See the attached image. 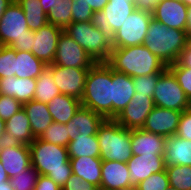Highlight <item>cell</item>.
<instances>
[{
	"label": "cell",
	"instance_id": "1",
	"mask_svg": "<svg viewBox=\"0 0 191 190\" xmlns=\"http://www.w3.org/2000/svg\"><path fill=\"white\" fill-rule=\"evenodd\" d=\"M31 165L39 175L52 179L61 188L72 175L67 147L35 138L29 145Z\"/></svg>",
	"mask_w": 191,
	"mask_h": 190
},
{
	"label": "cell",
	"instance_id": "2",
	"mask_svg": "<svg viewBox=\"0 0 191 190\" xmlns=\"http://www.w3.org/2000/svg\"><path fill=\"white\" fill-rule=\"evenodd\" d=\"M106 63L115 71L132 78L163 73L167 66L142 45L113 48Z\"/></svg>",
	"mask_w": 191,
	"mask_h": 190
},
{
	"label": "cell",
	"instance_id": "3",
	"mask_svg": "<svg viewBox=\"0 0 191 190\" xmlns=\"http://www.w3.org/2000/svg\"><path fill=\"white\" fill-rule=\"evenodd\" d=\"M81 106L112 119V68L96 62L88 71Z\"/></svg>",
	"mask_w": 191,
	"mask_h": 190
},
{
	"label": "cell",
	"instance_id": "4",
	"mask_svg": "<svg viewBox=\"0 0 191 190\" xmlns=\"http://www.w3.org/2000/svg\"><path fill=\"white\" fill-rule=\"evenodd\" d=\"M188 38L186 31L168 28L152 18L144 45L168 67L176 63Z\"/></svg>",
	"mask_w": 191,
	"mask_h": 190
},
{
	"label": "cell",
	"instance_id": "5",
	"mask_svg": "<svg viewBox=\"0 0 191 190\" xmlns=\"http://www.w3.org/2000/svg\"><path fill=\"white\" fill-rule=\"evenodd\" d=\"M100 158L107 161L125 162L133 156L131 130L121 126L115 119H105L97 131Z\"/></svg>",
	"mask_w": 191,
	"mask_h": 190
},
{
	"label": "cell",
	"instance_id": "6",
	"mask_svg": "<svg viewBox=\"0 0 191 190\" xmlns=\"http://www.w3.org/2000/svg\"><path fill=\"white\" fill-rule=\"evenodd\" d=\"M64 32L85 49L95 62L108 60L113 49L112 41L94 26L92 21L71 23Z\"/></svg>",
	"mask_w": 191,
	"mask_h": 190
},
{
	"label": "cell",
	"instance_id": "7",
	"mask_svg": "<svg viewBox=\"0 0 191 190\" xmlns=\"http://www.w3.org/2000/svg\"><path fill=\"white\" fill-rule=\"evenodd\" d=\"M135 9L133 0H109L101 11L94 12L92 24L112 41L115 33Z\"/></svg>",
	"mask_w": 191,
	"mask_h": 190
},
{
	"label": "cell",
	"instance_id": "8",
	"mask_svg": "<svg viewBox=\"0 0 191 190\" xmlns=\"http://www.w3.org/2000/svg\"><path fill=\"white\" fill-rule=\"evenodd\" d=\"M152 98L157 107L181 112L188 110L190 105L176 77L168 68L158 78Z\"/></svg>",
	"mask_w": 191,
	"mask_h": 190
},
{
	"label": "cell",
	"instance_id": "9",
	"mask_svg": "<svg viewBox=\"0 0 191 190\" xmlns=\"http://www.w3.org/2000/svg\"><path fill=\"white\" fill-rule=\"evenodd\" d=\"M151 20L152 12L136 8L115 33L112 40V47L124 48L144 44Z\"/></svg>",
	"mask_w": 191,
	"mask_h": 190
},
{
	"label": "cell",
	"instance_id": "10",
	"mask_svg": "<svg viewBox=\"0 0 191 190\" xmlns=\"http://www.w3.org/2000/svg\"><path fill=\"white\" fill-rule=\"evenodd\" d=\"M95 63L85 49L64 31L62 32L52 64L69 68H91Z\"/></svg>",
	"mask_w": 191,
	"mask_h": 190
},
{
	"label": "cell",
	"instance_id": "11",
	"mask_svg": "<svg viewBox=\"0 0 191 190\" xmlns=\"http://www.w3.org/2000/svg\"><path fill=\"white\" fill-rule=\"evenodd\" d=\"M27 35L29 27L24 11L14 0L0 18V45L10 46L14 41Z\"/></svg>",
	"mask_w": 191,
	"mask_h": 190
},
{
	"label": "cell",
	"instance_id": "12",
	"mask_svg": "<svg viewBox=\"0 0 191 190\" xmlns=\"http://www.w3.org/2000/svg\"><path fill=\"white\" fill-rule=\"evenodd\" d=\"M90 68H69L50 64V72L60 94L81 100L84 94L85 80Z\"/></svg>",
	"mask_w": 191,
	"mask_h": 190
},
{
	"label": "cell",
	"instance_id": "13",
	"mask_svg": "<svg viewBox=\"0 0 191 190\" xmlns=\"http://www.w3.org/2000/svg\"><path fill=\"white\" fill-rule=\"evenodd\" d=\"M154 107L155 104L152 97L135 93L129 104L115 120L128 130L141 129Z\"/></svg>",
	"mask_w": 191,
	"mask_h": 190
},
{
	"label": "cell",
	"instance_id": "14",
	"mask_svg": "<svg viewBox=\"0 0 191 190\" xmlns=\"http://www.w3.org/2000/svg\"><path fill=\"white\" fill-rule=\"evenodd\" d=\"M0 161L10 178L31 166L29 145L3 141L0 145Z\"/></svg>",
	"mask_w": 191,
	"mask_h": 190
},
{
	"label": "cell",
	"instance_id": "15",
	"mask_svg": "<svg viewBox=\"0 0 191 190\" xmlns=\"http://www.w3.org/2000/svg\"><path fill=\"white\" fill-rule=\"evenodd\" d=\"M63 31V29L50 23L34 31L31 53L46 65L52 64L56 54L58 39Z\"/></svg>",
	"mask_w": 191,
	"mask_h": 190
},
{
	"label": "cell",
	"instance_id": "16",
	"mask_svg": "<svg viewBox=\"0 0 191 190\" xmlns=\"http://www.w3.org/2000/svg\"><path fill=\"white\" fill-rule=\"evenodd\" d=\"M182 112L155 106L142 127L145 131L171 137L176 134Z\"/></svg>",
	"mask_w": 191,
	"mask_h": 190
},
{
	"label": "cell",
	"instance_id": "17",
	"mask_svg": "<svg viewBox=\"0 0 191 190\" xmlns=\"http://www.w3.org/2000/svg\"><path fill=\"white\" fill-rule=\"evenodd\" d=\"M188 6L182 1L161 0L152 11V18L166 25L186 31Z\"/></svg>",
	"mask_w": 191,
	"mask_h": 190
},
{
	"label": "cell",
	"instance_id": "18",
	"mask_svg": "<svg viewBox=\"0 0 191 190\" xmlns=\"http://www.w3.org/2000/svg\"><path fill=\"white\" fill-rule=\"evenodd\" d=\"M130 172L129 182L137 186L140 181L147 179L150 175L165 170V159L163 155H133L127 161Z\"/></svg>",
	"mask_w": 191,
	"mask_h": 190
},
{
	"label": "cell",
	"instance_id": "19",
	"mask_svg": "<svg viewBox=\"0 0 191 190\" xmlns=\"http://www.w3.org/2000/svg\"><path fill=\"white\" fill-rule=\"evenodd\" d=\"M134 94L133 78L112 69V119L124 110Z\"/></svg>",
	"mask_w": 191,
	"mask_h": 190
},
{
	"label": "cell",
	"instance_id": "20",
	"mask_svg": "<svg viewBox=\"0 0 191 190\" xmlns=\"http://www.w3.org/2000/svg\"><path fill=\"white\" fill-rule=\"evenodd\" d=\"M104 120L105 118L102 115L80 106L73 118L66 123V127H69L70 131L69 141L80 134H87V136L97 135L98 128Z\"/></svg>",
	"mask_w": 191,
	"mask_h": 190
},
{
	"label": "cell",
	"instance_id": "21",
	"mask_svg": "<svg viewBox=\"0 0 191 190\" xmlns=\"http://www.w3.org/2000/svg\"><path fill=\"white\" fill-rule=\"evenodd\" d=\"M167 137L145 131L131 130V146L133 155H164Z\"/></svg>",
	"mask_w": 191,
	"mask_h": 190
},
{
	"label": "cell",
	"instance_id": "22",
	"mask_svg": "<svg viewBox=\"0 0 191 190\" xmlns=\"http://www.w3.org/2000/svg\"><path fill=\"white\" fill-rule=\"evenodd\" d=\"M130 172L125 162L102 161V175L99 190H116L129 187Z\"/></svg>",
	"mask_w": 191,
	"mask_h": 190
},
{
	"label": "cell",
	"instance_id": "23",
	"mask_svg": "<svg viewBox=\"0 0 191 190\" xmlns=\"http://www.w3.org/2000/svg\"><path fill=\"white\" fill-rule=\"evenodd\" d=\"M36 79L16 76L0 78V95L14 97L22 105L34 98Z\"/></svg>",
	"mask_w": 191,
	"mask_h": 190
},
{
	"label": "cell",
	"instance_id": "24",
	"mask_svg": "<svg viewBox=\"0 0 191 190\" xmlns=\"http://www.w3.org/2000/svg\"><path fill=\"white\" fill-rule=\"evenodd\" d=\"M5 141L30 145L34 141L30 120L22 108L5 121Z\"/></svg>",
	"mask_w": 191,
	"mask_h": 190
},
{
	"label": "cell",
	"instance_id": "25",
	"mask_svg": "<svg viewBox=\"0 0 191 190\" xmlns=\"http://www.w3.org/2000/svg\"><path fill=\"white\" fill-rule=\"evenodd\" d=\"M72 174L100 189L102 159L100 157L69 158Z\"/></svg>",
	"mask_w": 191,
	"mask_h": 190
},
{
	"label": "cell",
	"instance_id": "26",
	"mask_svg": "<svg viewBox=\"0 0 191 190\" xmlns=\"http://www.w3.org/2000/svg\"><path fill=\"white\" fill-rule=\"evenodd\" d=\"M163 156L165 166H191V141L176 135L167 137Z\"/></svg>",
	"mask_w": 191,
	"mask_h": 190
},
{
	"label": "cell",
	"instance_id": "27",
	"mask_svg": "<svg viewBox=\"0 0 191 190\" xmlns=\"http://www.w3.org/2000/svg\"><path fill=\"white\" fill-rule=\"evenodd\" d=\"M30 120L34 138H39L53 122L47 103L31 100L22 107Z\"/></svg>",
	"mask_w": 191,
	"mask_h": 190
},
{
	"label": "cell",
	"instance_id": "28",
	"mask_svg": "<svg viewBox=\"0 0 191 190\" xmlns=\"http://www.w3.org/2000/svg\"><path fill=\"white\" fill-rule=\"evenodd\" d=\"M80 106V100L64 94L55 96L49 103H47L52 120L61 124L68 123Z\"/></svg>",
	"mask_w": 191,
	"mask_h": 190
},
{
	"label": "cell",
	"instance_id": "29",
	"mask_svg": "<svg viewBox=\"0 0 191 190\" xmlns=\"http://www.w3.org/2000/svg\"><path fill=\"white\" fill-rule=\"evenodd\" d=\"M47 65L31 52L16 50L15 76L19 78L37 79Z\"/></svg>",
	"mask_w": 191,
	"mask_h": 190
},
{
	"label": "cell",
	"instance_id": "30",
	"mask_svg": "<svg viewBox=\"0 0 191 190\" xmlns=\"http://www.w3.org/2000/svg\"><path fill=\"white\" fill-rule=\"evenodd\" d=\"M69 158L100 157V146L97 135L80 134L69 141L67 146Z\"/></svg>",
	"mask_w": 191,
	"mask_h": 190
},
{
	"label": "cell",
	"instance_id": "31",
	"mask_svg": "<svg viewBox=\"0 0 191 190\" xmlns=\"http://www.w3.org/2000/svg\"><path fill=\"white\" fill-rule=\"evenodd\" d=\"M59 88L55 85L50 72V64L41 72L36 79V88L33 100L49 103L55 96L59 95Z\"/></svg>",
	"mask_w": 191,
	"mask_h": 190
},
{
	"label": "cell",
	"instance_id": "32",
	"mask_svg": "<svg viewBox=\"0 0 191 190\" xmlns=\"http://www.w3.org/2000/svg\"><path fill=\"white\" fill-rule=\"evenodd\" d=\"M16 1L24 11L29 30L37 31L48 23L47 15L42 9L40 0Z\"/></svg>",
	"mask_w": 191,
	"mask_h": 190
},
{
	"label": "cell",
	"instance_id": "33",
	"mask_svg": "<svg viewBox=\"0 0 191 190\" xmlns=\"http://www.w3.org/2000/svg\"><path fill=\"white\" fill-rule=\"evenodd\" d=\"M73 0H55L54 8L47 14V21L61 29L72 23Z\"/></svg>",
	"mask_w": 191,
	"mask_h": 190
},
{
	"label": "cell",
	"instance_id": "34",
	"mask_svg": "<svg viewBox=\"0 0 191 190\" xmlns=\"http://www.w3.org/2000/svg\"><path fill=\"white\" fill-rule=\"evenodd\" d=\"M169 186L178 190H191V166H165Z\"/></svg>",
	"mask_w": 191,
	"mask_h": 190
},
{
	"label": "cell",
	"instance_id": "35",
	"mask_svg": "<svg viewBox=\"0 0 191 190\" xmlns=\"http://www.w3.org/2000/svg\"><path fill=\"white\" fill-rule=\"evenodd\" d=\"M69 127L66 124L52 122L39 139L46 142L67 147L69 144Z\"/></svg>",
	"mask_w": 191,
	"mask_h": 190
},
{
	"label": "cell",
	"instance_id": "36",
	"mask_svg": "<svg viewBox=\"0 0 191 190\" xmlns=\"http://www.w3.org/2000/svg\"><path fill=\"white\" fill-rule=\"evenodd\" d=\"M39 173L31 165L29 168L9 179L14 190H34Z\"/></svg>",
	"mask_w": 191,
	"mask_h": 190
},
{
	"label": "cell",
	"instance_id": "37",
	"mask_svg": "<svg viewBox=\"0 0 191 190\" xmlns=\"http://www.w3.org/2000/svg\"><path fill=\"white\" fill-rule=\"evenodd\" d=\"M16 50L0 45V78L15 76Z\"/></svg>",
	"mask_w": 191,
	"mask_h": 190
},
{
	"label": "cell",
	"instance_id": "38",
	"mask_svg": "<svg viewBox=\"0 0 191 190\" xmlns=\"http://www.w3.org/2000/svg\"><path fill=\"white\" fill-rule=\"evenodd\" d=\"M167 68L174 74L186 97L191 102V68L181 67L177 62Z\"/></svg>",
	"mask_w": 191,
	"mask_h": 190
},
{
	"label": "cell",
	"instance_id": "39",
	"mask_svg": "<svg viewBox=\"0 0 191 190\" xmlns=\"http://www.w3.org/2000/svg\"><path fill=\"white\" fill-rule=\"evenodd\" d=\"M168 187L169 180L166 170L150 175L136 186L137 190H166Z\"/></svg>",
	"mask_w": 191,
	"mask_h": 190
},
{
	"label": "cell",
	"instance_id": "40",
	"mask_svg": "<svg viewBox=\"0 0 191 190\" xmlns=\"http://www.w3.org/2000/svg\"><path fill=\"white\" fill-rule=\"evenodd\" d=\"M162 73L149 74L133 78L135 93L153 97L156 83Z\"/></svg>",
	"mask_w": 191,
	"mask_h": 190
},
{
	"label": "cell",
	"instance_id": "41",
	"mask_svg": "<svg viewBox=\"0 0 191 190\" xmlns=\"http://www.w3.org/2000/svg\"><path fill=\"white\" fill-rule=\"evenodd\" d=\"M23 105L14 97L0 95V118L4 121L10 119L22 109Z\"/></svg>",
	"mask_w": 191,
	"mask_h": 190
},
{
	"label": "cell",
	"instance_id": "42",
	"mask_svg": "<svg viewBox=\"0 0 191 190\" xmlns=\"http://www.w3.org/2000/svg\"><path fill=\"white\" fill-rule=\"evenodd\" d=\"M72 23L92 21L94 11L84 0H73Z\"/></svg>",
	"mask_w": 191,
	"mask_h": 190
},
{
	"label": "cell",
	"instance_id": "43",
	"mask_svg": "<svg viewBox=\"0 0 191 190\" xmlns=\"http://www.w3.org/2000/svg\"><path fill=\"white\" fill-rule=\"evenodd\" d=\"M175 135L191 141V111L189 109L182 112Z\"/></svg>",
	"mask_w": 191,
	"mask_h": 190
},
{
	"label": "cell",
	"instance_id": "44",
	"mask_svg": "<svg viewBox=\"0 0 191 190\" xmlns=\"http://www.w3.org/2000/svg\"><path fill=\"white\" fill-rule=\"evenodd\" d=\"M62 190H99L96 186L91 183L83 181L78 176L72 174L67 180Z\"/></svg>",
	"mask_w": 191,
	"mask_h": 190
},
{
	"label": "cell",
	"instance_id": "45",
	"mask_svg": "<svg viewBox=\"0 0 191 190\" xmlns=\"http://www.w3.org/2000/svg\"><path fill=\"white\" fill-rule=\"evenodd\" d=\"M33 40H34V31L29 30V35L14 41L10 45V47L18 51L31 52Z\"/></svg>",
	"mask_w": 191,
	"mask_h": 190
},
{
	"label": "cell",
	"instance_id": "46",
	"mask_svg": "<svg viewBox=\"0 0 191 190\" xmlns=\"http://www.w3.org/2000/svg\"><path fill=\"white\" fill-rule=\"evenodd\" d=\"M34 190H62V188L49 177L39 175Z\"/></svg>",
	"mask_w": 191,
	"mask_h": 190
},
{
	"label": "cell",
	"instance_id": "47",
	"mask_svg": "<svg viewBox=\"0 0 191 190\" xmlns=\"http://www.w3.org/2000/svg\"><path fill=\"white\" fill-rule=\"evenodd\" d=\"M181 67L191 68V37L188 38L187 43L176 61Z\"/></svg>",
	"mask_w": 191,
	"mask_h": 190
},
{
	"label": "cell",
	"instance_id": "48",
	"mask_svg": "<svg viewBox=\"0 0 191 190\" xmlns=\"http://www.w3.org/2000/svg\"><path fill=\"white\" fill-rule=\"evenodd\" d=\"M161 0H135L136 8L152 12Z\"/></svg>",
	"mask_w": 191,
	"mask_h": 190
},
{
	"label": "cell",
	"instance_id": "49",
	"mask_svg": "<svg viewBox=\"0 0 191 190\" xmlns=\"http://www.w3.org/2000/svg\"><path fill=\"white\" fill-rule=\"evenodd\" d=\"M94 12L101 11L109 0H84Z\"/></svg>",
	"mask_w": 191,
	"mask_h": 190
},
{
	"label": "cell",
	"instance_id": "50",
	"mask_svg": "<svg viewBox=\"0 0 191 190\" xmlns=\"http://www.w3.org/2000/svg\"><path fill=\"white\" fill-rule=\"evenodd\" d=\"M42 9L44 13L47 15L49 11L54 8L55 0H40Z\"/></svg>",
	"mask_w": 191,
	"mask_h": 190
},
{
	"label": "cell",
	"instance_id": "51",
	"mask_svg": "<svg viewBox=\"0 0 191 190\" xmlns=\"http://www.w3.org/2000/svg\"><path fill=\"white\" fill-rule=\"evenodd\" d=\"M186 33H187V36L190 38L191 37V5L188 6V9H187Z\"/></svg>",
	"mask_w": 191,
	"mask_h": 190
},
{
	"label": "cell",
	"instance_id": "52",
	"mask_svg": "<svg viewBox=\"0 0 191 190\" xmlns=\"http://www.w3.org/2000/svg\"><path fill=\"white\" fill-rule=\"evenodd\" d=\"M12 2H14V0H0V18Z\"/></svg>",
	"mask_w": 191,
	"mask_h": 190
},
{
	"label": "cell",
	"instance_id": "53",
	"mask_svg": "<svg viewBox=\"0 0 191 190\" xmlns=\"http://www.w3.org/2000/svg\"><path fill=\"white\" fill-rule=\"evenodd\" d=\"M7 181H9V177L0 161V183H5Z\"/></svg>",
	"mask_w": 191,
	"mask_h": 190
},
{
	"label": "cell",
	"instance_id": "54",
	"mask_svg": "<svg viewBox=\"0 0 191 190\" xmlns=\"http://www.w3.org/2000/svg\"><path fill=\"white\" fill-rule=\"evenodd\" d=\"M5 121L0 118V143L5 141Z\"/></svg>",
	"mask_w": 191,
	"mask_h": 190
},
{
	"label": "cell",
	"instance_id": "55",
	"mask_svg": "<svg viewBox=\"0 0 191 190\" xmlns=\"http://www.w3.org/2000/svg\"><path fill=\"white\" fill-rule=\"evenodd\" d=\"M0 190H14L9 181L5 182V183H0Z\"/></svg>",
	"mask_w": 191,
	"mask_h": 190
},
{
	"label": "cell",
	"instance_id": "56",
	"mask_svg": "<svg viewBox=\"0 0 191 190\" xmlns=\"http://www.w3.org/2000/svg\"><path fill=\"white\" fill-rule=\"evenodd\" d=\"M116 190H137L136 186H129V187H124V188H119Z\"/></svg>",
	"mask_w": 191,
	"mask_h": 190
},
{
	"label": "cell",
	"instance_id": "57",
	"mask_svg": "<svg viewBox=\"0 0 191 190\" xmlns=\"http://www.w3.org/2000/svg\"><path fill=\"white\" fill-rule=\"evenodd\" d=\"M182 2L184 4H186L187 6H190L191 5V0H182Z\"/></svg>",
	"mask_w": 191,
	"mask_h": 190
},
{
	"label": "cell",
	"instance_id": "58",
	"mask_svg": "<svg viewBox=\"0 0 191 190\" xmlns=\"http://www.w3.org/2000/svg\"><path fill=\"white\" fill-rule=\"evenodd\" d=\"M166 190H178L177 188L169 186Z\"/></svg>",
	"mask_w": 191,
	"mask_h": 190
}]
</instances>
